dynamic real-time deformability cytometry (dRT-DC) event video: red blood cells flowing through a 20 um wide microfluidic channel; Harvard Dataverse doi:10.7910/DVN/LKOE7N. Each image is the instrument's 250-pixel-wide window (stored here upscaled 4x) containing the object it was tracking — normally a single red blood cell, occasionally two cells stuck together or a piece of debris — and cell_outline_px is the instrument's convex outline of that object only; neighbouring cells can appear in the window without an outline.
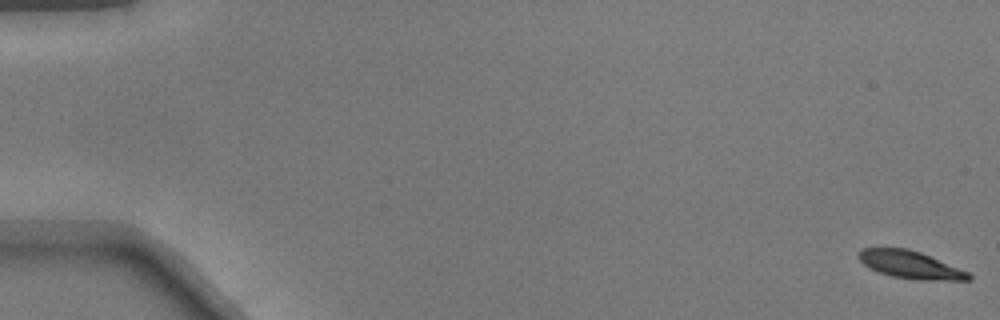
{"species": "common noctule bat (a hibernating species)", "species_latin": "Nyctalus noctula", "temperature_condition": "warm", "stored_images_in_passage": 52, "camera_frame_rate_fps": 3000, "um_per_image_px": 0.085, "animal": {"sex": "male", "body_mass_g": 17.9}, "frame": {"image": 1, "passage_image": 1, "time_ms": 0.0, "image_size_px": [1000, 320], "cell_outline_px": [[972, 280], [920, 280], [892, 276], [868, 268], [856, 256], [856, 252], [860, 248], [908, 248], [920, 252], [968, 272], [972, 276]], "centroid_in_image_um": [77.33, 22.49], "position_along_channel_um": 7.7, "area_um2": 17.63}}
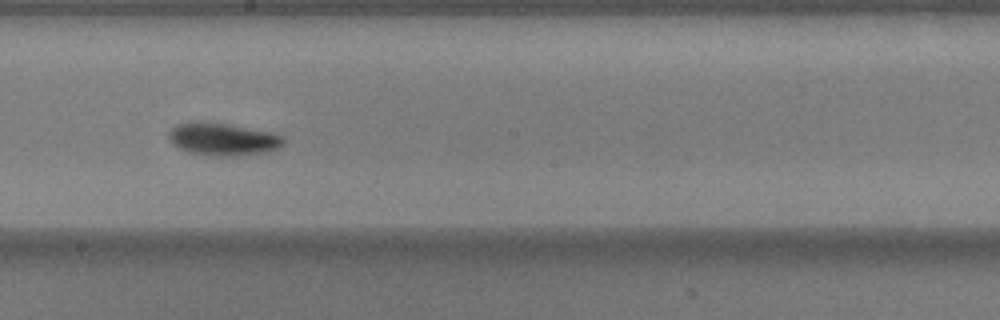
{"frame": {"image": 2, "passage_image": 30, "time_ms": 9.667, "image_size_px": [1000, 320], "cell_outline_px": [[284, 144], [280, 148], [268, 152], [236, 156], [212, 156], [188, 152], [172, 144], [168, 140], [168, 132], [176, 124], [224, 124], [272, 132], [284, 136]], "centroid_in_image_um": [19.0, 11.88], "position_along_channel_um": 229.2, "area_um2": 21.39}}
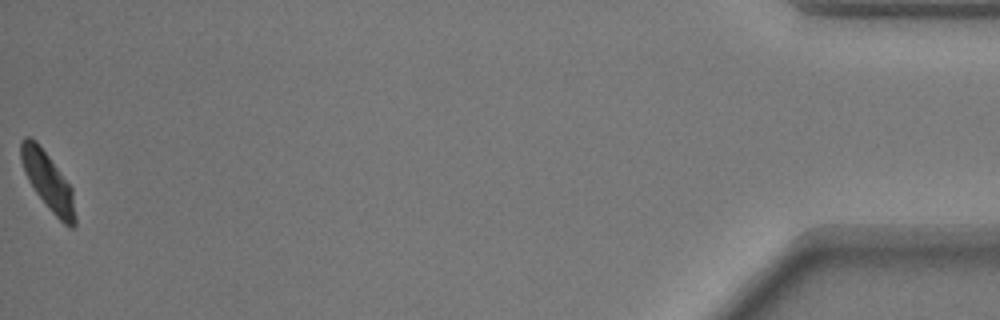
{"frame": {"image": 3, "passage_image": 52, "time_ms": 17.0, "image_size_px": [1000, 320], "cell_outline_px": [[76, 224], [72, 228], [68, 228], [48, 208], [36, 192], [28, 180], [24, 172], [20, 160], [20, 140], [24, 136], [28, 136], [36, 140], [72, 188], [76, 216]], "centroid_in_image_um": [4.06, 15.41], "position_along_channel_um": 431.1, "area_um2": 18.21}}